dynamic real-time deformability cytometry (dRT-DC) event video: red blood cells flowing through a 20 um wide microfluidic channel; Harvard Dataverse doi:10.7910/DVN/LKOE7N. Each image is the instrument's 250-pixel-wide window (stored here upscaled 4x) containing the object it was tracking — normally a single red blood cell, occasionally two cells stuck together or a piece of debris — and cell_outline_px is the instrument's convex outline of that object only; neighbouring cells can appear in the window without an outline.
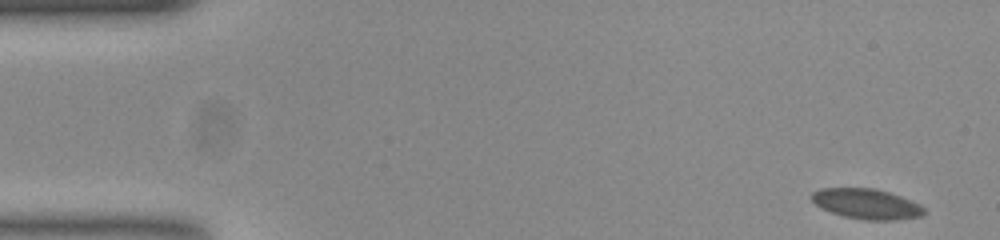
{"species": "common noctule bat (a hibernating species)", "species_latin": "Nyctalus noctula", "temperature_condition": "room temperature", "stored_images_in_passage": 54, "camera_frame_rate_fps": 3000, "um_per_image_px": 0.085, "animal": {"sex": "female", "body_mass_g": 23.0, "forearm_length_mm": 53.4}, "frame": {"image": 1, "passage_image": 1, "time_ms": 0.0, "image_size_px": [1000, 240], "cell_outline_px": [[928, 212], [924, 216], [900, 220], [864, 220], [844, 216], [820, 208], [812, 200], [812, 192], [820, 188], [876, 188], [900, 196], [920, 204]], "centroid_in_image_um": [73.71, 17.34], "position_along_channel_um": 11.3, "area_um2": 20.0}}
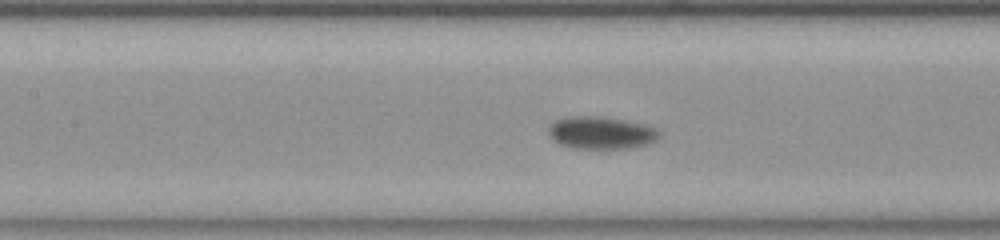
{"frame": {"image": 2, "passage_image": 23, "time_ms": 7.333, "image_size_px": [1000, 240], "cell_outline_px": [[660, 136], [656, 140], [648, 144], [628, 148], [572, 148], [560, 144], [552, 140], [548, 132], [548, 128], [560, 116], [604, 116], [644, 124], [656, 128], [660, 132]], "centroid_in_image_um": [51.07, 11.27], "position_along_channel_um": 156.3, "area_um2": 21.15}}
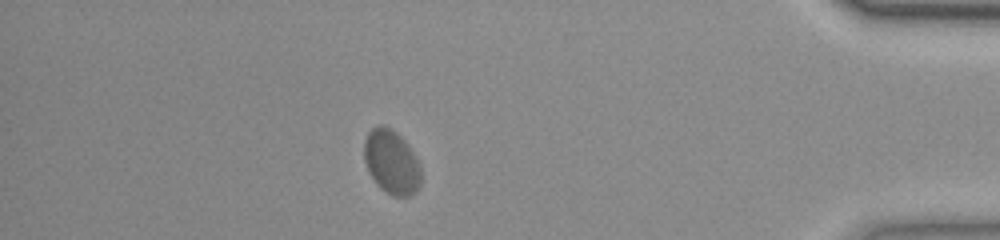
{"frame": {"image": 3, "passage_image": 47, "time_ms": 15.333, "image_size_px": [1000, 240], "cell_outline_px": [[420, 184], [416, 192], [412, 196], [392, 196], [380, 188], [376, 184], [368, 172], [364, 160], [364, 140], [368, 132], [372, 128], [380, 124], [392, 128], [408, 144], [416, 156], [420, 168]], "centroid_in_image_um": [33.27, 13.77], "position_along_channel_um": 401.9, "area_um2": 21.5}, "authors_computed_cell_mechanics": {"area_um2": 20.7502, "velocity_mm_per_s": 3.6555, "shape_relaxation_time_tau1_ms": 3.011, "shape_relaxation_time_tau2_ms": null, "deformation_change_tau1": 0.0916, "deformation_change_tau2": null}}